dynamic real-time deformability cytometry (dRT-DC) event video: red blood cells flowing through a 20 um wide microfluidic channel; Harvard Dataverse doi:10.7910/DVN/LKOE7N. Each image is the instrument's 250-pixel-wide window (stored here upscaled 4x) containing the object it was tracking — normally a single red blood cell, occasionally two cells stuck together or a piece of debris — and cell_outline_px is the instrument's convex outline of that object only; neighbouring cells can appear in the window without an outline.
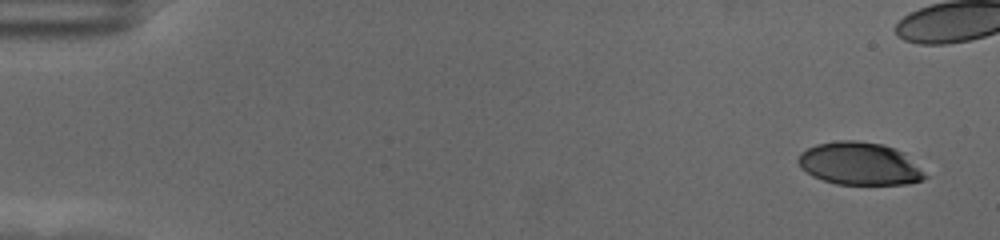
{"species": "human", "species_latin": "Homo sapiens", "temperature_condition": "cold", "stored_images_in_passage": 47, "camera_frame_rate_fps": 3000, "um_per_image_px": 0.085, "donor": {"sex": "female"}, "frame": {"image": 1, "passage_image": 1, "time_ms": 0.0, "image_size_px": [1000, 240], "cell_outline_px": [[928, 176], [924, 180], [908, 184], [836, 184], [812, 176], [800, 168], [796, 160], [800, 152], [816, 144], [836, 140], [856, 140], [880, 144], [896, 148], [904, 152]], "centroid_in_image_um": [73.04, 13.91], "position_along_channel_um": 12.0, "area_um2": 31.79}}
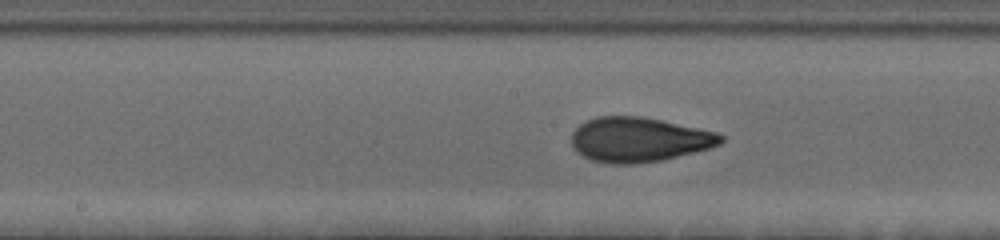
{"frame": {"image": 2, "passage_image": 29, "time_ms": 9.333, "image_size_px": [1000, 240], "cell_outline_px": [[724, 140], [720, 144], [712, 148], [660, 160], [636, 164], [612, 164], [592, 160], [576, 152], [572, 144], [572, 132], [580, 124], [596, 116], [640, 116], [660, 120], [716, 132], [724, 136]], "centroid_in_image_um": [54.3, 11.87], "position_along_channel_um": 193.9, "area_um2": 38.73}}
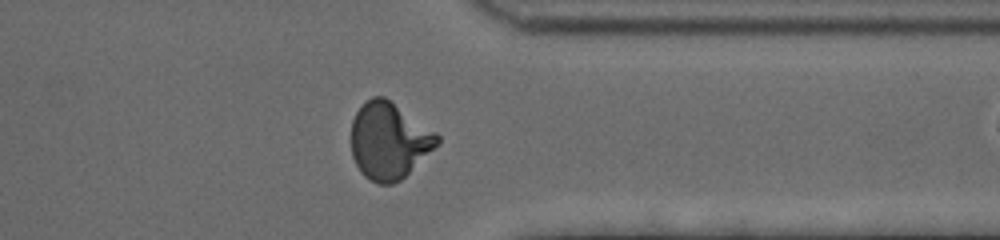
{"frame": {"image": 3, "passage_image": 45, "time_ms": 14.667, "image_size_px": [1000, 240], "cell_outline_px": [[440, 140], [400, 180], [392, 184], [380, 184], [364, 176], [360, 172], [352, 156], [352, 120], [356, 112], [372, 96], [384, 96], [436, 132], [440, 136]], "centroid_in_image_um": [33.03, 11.95], "position_along_channel_um": 378.4, "area_um2": 37.63}}